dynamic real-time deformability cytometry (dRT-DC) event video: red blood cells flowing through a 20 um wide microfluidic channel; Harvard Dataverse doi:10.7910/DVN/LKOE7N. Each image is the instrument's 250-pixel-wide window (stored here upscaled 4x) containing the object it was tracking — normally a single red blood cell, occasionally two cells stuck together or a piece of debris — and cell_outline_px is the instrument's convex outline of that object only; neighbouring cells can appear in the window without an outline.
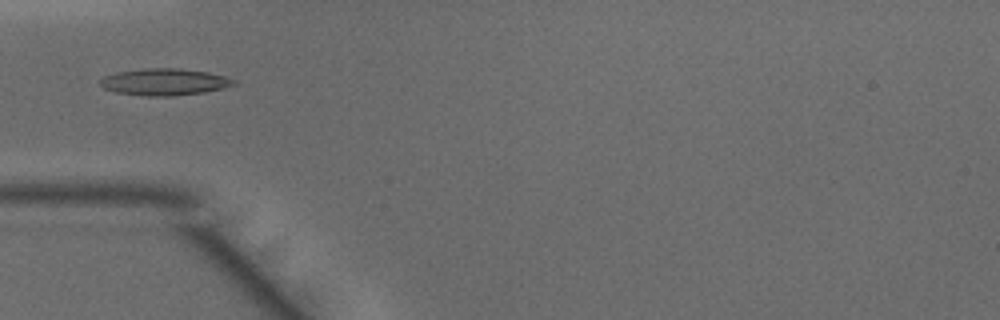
{"species": "common noctule bat (a hibernating species)", "species_latin": "Nyctalus noctula", "temperature_condition": "warm", "stored_images_in_passage": 40, "camera_frame_rate_fps": 3000, "um_per_image_px": 0.085, "animal": {"sex": "male", "body_mass_g": 15.6}, "frame": {"image": 1, "passage_image": 7, "time_ms": 2.0, "image_size_px": [1000, 320], "cell_outline_px": [[236, 84], [224, 88], [204, 92], [172, 96], [148, 96], [116, 92], [104, 88], [100, 84], [100, 80], [104, 76], [116, 72], [144, 68], [180, 68], [208, 72], [224, 76], [236, 80]], "centroid_in_image_um": [13.99, 6.96], "position_along_channel_um": 71.0, "area_um2": 20.87}}
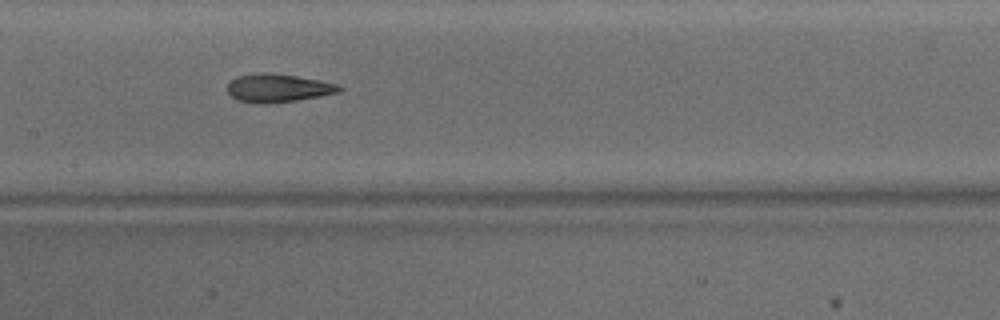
{"frame": {"image": 2, "passage_image": 15, "time_ms": 4.667, "image_size_px": [1000, 320], "cell_outline_px": [[344, 88], [340, 92], [320, 96], [296, 100], [268, 104], [256, 104], [236, 100], [228, 92], [228, 84], [236, 76], [260, 72], [268, 72], [296, 76], [320, 80], [336, 84]], "centroid_in_image_um": [23.61, 7.49], "position_along_channel_um": 183.8, "area_um2": 18.55}}
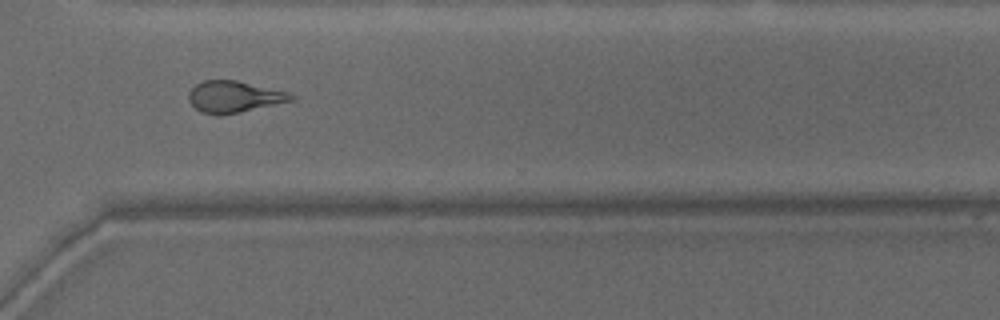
{"frame": {"image": 3, "passage_image": 27, "time_ms": 8.667, "image_size_px": [1000, 320], "cell_outline_px": [[296, 100], [240, 112], [200, 112], [188, 100], [188, 92], [196, 84], [204, 80], [236, 80], [288, 92], [296, 96]], "centroid_in_image_um": [19.94, 8.19], "position_along_channel_um": 350.7, "area_um2": 18.38}, "authors_computed_cell_mechanics": {"area_um2": 18.8428, "velocity_mm_per_s": 4.1788, "shape_relaxation_time_tau1_ms": 3.7387, "shape_relaxation_time_tau2_ms": 1.5143, "deformation_change_tau1": 0.1607, "deformation_change_tau2": 0.1004}}